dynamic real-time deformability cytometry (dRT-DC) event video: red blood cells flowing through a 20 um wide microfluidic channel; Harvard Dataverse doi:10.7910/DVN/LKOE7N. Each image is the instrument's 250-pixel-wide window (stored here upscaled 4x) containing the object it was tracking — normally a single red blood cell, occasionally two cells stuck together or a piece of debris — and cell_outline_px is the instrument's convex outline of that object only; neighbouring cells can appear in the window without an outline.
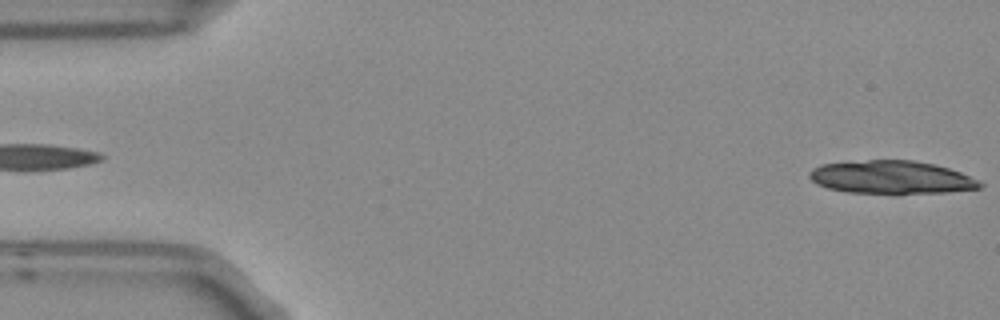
{"species": "Egyptian fruit bat (a non-hibernating species)", "species_latin": "Rousettus aegyptiacus", "temperature_condition": "room temperature", "stored_images_in_passage": 6, "segment_of_instrument_passage": [2, 2], "camera_frame_rate_fps": 3000, "um_per_image_px": 0.085, "frame": {"image": 1, "passage_image": 6, "time_ms": 1.667, "image_size_px": [1000, 320], "cell_outline_px": [[984, 184], [980, 188], [944, 192], [896, 196], [848, 192], [828, 188], [816, 184], [808, 176], [808, 172], [812, 168], [820, 164], [868, 160], [912, 160], [936, 164], [960, 172]], "centroid_in_image_um": [75.73, 15.1], "position_along_channel_um": 9.3, "area_um2": 33.7}}